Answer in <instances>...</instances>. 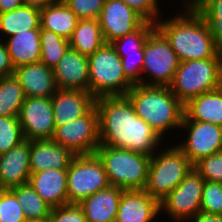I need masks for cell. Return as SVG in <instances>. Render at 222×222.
<instances>
[{"label":"cell","instance_id":"obj_1","mask_svg":"<svg viewBox=\"0 0 222 222\" xmlns=\"http://www.w3.org/2000/svg\"><path fill=\"white\" fill-rule=\"evenodd\" d=\"M100 145L152 156L164 140L137 116L127 96L96 98Z\"/></svg>","mask_w":222,"mask_h":222},{"label":"cell","instance_id":"obj_2","mask_svg":"<svg viewBox=\"0 0 222 222\" xmlns=\"http://www.w3.org/2000/svg\"><path fill=\"white\" fill-rule=\"evenodd\" d=\"M181 4L180 13L178 10L165 20L161 17L156 27L168 39L180 62L213 58L219 49L206 22L186 0Z\"/></svg>","mask_w":222,"mask_h":222},{"label":"cell","instance_id":"obj_3","mask_svg":"<svg viewBox=\"0 0 222 222\" xmlns=\"http://www.w3.org/2000/svg\"><path fill=\"white\" fill-rule=\"evenodd\" d=\"M126 96L133 104L137 116L163 140L168 138V132L170 135L171 132L175 134L180 131L184 105L168 86L135 84Z\"/></svg>","mask_w":222,"mask_h":222},{"label":"cell","instance_id":"obj_4","mask_svg":"<svg viewBox=\"0 0 222 222\" xmlns=\"http://www.w3.org/2000/svg\"><path fill=\"white\" fill-rule=\"evenodd\" d=\"M222 86V53L213 58L181 61L168 86L185 105L197 96Z\"/></svg>","mask_w":222,"mask_h":222},{"label":"cell","instance_id":"obj_5","mask_svg":"<svg viewBox=\"0 0 222 222\" xmlns=\"http://www.w3.org/2000/svg\"><path fill=\"white\" fill-rule=\"evenodd\" d=\"M95 153L104 165L111 186L144 190L151 156L106 145H99Z\"/></svg>","mask_w":222,"mask_h":222},{"label":"cell","instance_id":"obj_6","mask_svg":"<svg viewBox=\"0 0 222 222\" xmlns=\"http://www.w3.org/2000/svg\"><path fill=\"white\" fill-rule=\"evenodd\" d=\"M166 144L167 142H164L165 147L159 146L158 151L151 156L148 180L144 188V191L159 203L193 168V164L176 144Z\"/></svg>","mask_w":222,"mask_h":222},{"label":"cell","instance_id":"obj_7","mask_svg":"<svg viewBox=\"0 0 222 222\" xmlns=\"http://www.w3.org/2000/svg\"><path fill=\"white\" fill-rule=\"evenodd\" d=\"M89 92L95 97L126 96L133 83L125 76L121 58L111 43L88 56Z\"/></svg>","mask_w":222,"mask_h":222},{"label":"cell","instance_id":"obj_8","mask_svg":"<svg viewBox=\"0 0 222 222\" xmlns=\"http://www.w3.org/2000/svg\"><path fill=\"white\" fill-rule=\"evenodd\" d=\"M179 63L168 39L156 27L144 44L141 85L169 86Z\"/></svg>","mask_w":222,"mask_h":222},{"label":"cell","instance_id":"obj_9","mask_svg":"<svg viewBox=\"0 0 222 222\" xmlns=\"http://www.w3.org/2000/svg\"><path fill=\"white\" fill-rule=\"evenodd\" d=\"M109 186L104 165L96 153L75 155L67 169L68 204H80Z\"/></svg>","mask_w":222,"mask_h":222},{"label":"cell","instance_id":"obj_10","mask_svg":"<svg viewBox=\"0 0 222 222\" xmlns=\"http://www.w3.org/2000/svg\"><path fill=\"white\" fill-rule=\"evenodd\" d=\"M205 180L193 167L178 186L160 202V214L170 221H188L200 212Z\"/></svg>","mask_w":222,"mask_h":222},{"label":"cell","instance_id":"obj_11","mask_svg":"<svg viewBox=\"0 0 222 222\" xmlns=\"http://www.w3.org/2000/svg\"><path fill=\"white\" fill-rule=\"evenodd\" d=\"M52 140L74 155L95 153L100 145L98 112L94 106L86 115L55 126Z\"/></svg>","mask_w":222,"mask_h":222},{"label":"cell","instance_id":"obj_12","mask_svg":"<svg viewBox=\"0 0 222 222\" xmlns=\"http://www.w3.org/2000/svg\"><path fill=\"white\" fill-rule=\"evenodd\" d=\"M181 130L185 135L176 145L193 165L203 157L222 151V127L209 122L182 121Z\"/></svg>","mask_w":222,"mask_h":222},{"label":"cell","instance_id":"obj_13","mask_svg":"<svg viewBox=\"0 0 222 222\" xmlns=\"http://www.w3.org/2000/svg\"><path fill=\"white\" fill-rule=\"evenodd\" d=\"M18 120L25 139L52 140L55 121L51 97H26Z\"/></svg>","mask_w":222,"mask_h":222},{"label":"cell","instance_id":"obj_14","mask_svg":"<svg viewBox=\"0 0 222 222\" xmlns=\"http://www.w3.org/2000/svg\"><path fill=\"white\" fill-rule=\"evenodd\" d=\"M98 20L105 43L132 33L146 21L122 0H105Z\"/></svg>","mask_w":222,"mask_h":222},{"label":"cell","instance_id":"obj_15","mask_svg":"<svg viewBox=\"0 0 222 222\" xmlns=\"http://www.w3.org/2000/svg\"><path fill=\"white\" fill-rule=\"evenodd\" d=\"M30 140L25 139L0 154V189H11L29 182Z\"/></svg>","mask_w":222,"mask_h":222},{"label":"cell","instance_id":"obj_16","mask_svg":"<svg viewBox=\"0 0 222 222\" xmlns=\"http://www.w3.org/2000/svg\"><path fill=\"white\" fill-rule=\"evenodd\" d=\"M57 89L89 92L88 56L69 48L53 68Z\"/></svg>","mask_w":222,"mask_h":222},{"label":"cell","instance_id":"obj_17","mask_svg":"<svg viewBox=\"0 0 222 222\" xmlns=\"http://www.w3.org/2000/svg\"><path fill=\"white\" fill-rule=\"evenodd\" d=\"M160 203L144 190H124L115 222H158Z\"/></svg>","mask_w":222,"mask_h":222},{"label":"cell","instance_id":"obj_18","mask_svg":"<svg viewBox=\"0 0 222 222\" xmlns=\"http://www.w3.org/2000/svg\"><path fill=\"white\" fill-rule=\"evenodd\" d=\"M51 100L55 126H59L86 115L96 98L87 91L58 89Z\"/></svg>","mask_w":222,"mask_h":222},{"label":"cell","instance_id":"obj_19","mask_svg":"<svg viewBox=\"0 0 222 222\" xmlns=\"http://www.w3.org/2000/svg\"><path fill=\"white\" fill-rule=\"evenodd\" d=\"M26 97H52L57 92L53 69L42 62L16 67L13 72Z\"/></svg>","mask_w":222,"mask_h":222},{"label":"cell","instance_id":"obj_20","mask_svg":"<svg viewBox=\"0 0 222 222\" xmlns=\"http://www.w3.org/2000/svg\"><path fill=\"white\" fill-rule=\"evenodd\" d=\"M29 184L51 208L68 204L67 169H48L31 173Z\"/></svg>","mask_w":222,"mask_h":222},{"label":"cell","instance_id":"obj_21","mask_svg":"<svg viewBox=\"0 0 222 222\" xmlns=\"http://www.w3.org/2000/svg\"><path fill=\"white\" fill-rule=\"evenodd\" d=\"M75 155L53 140H30L31 173L68 169Z\"/></svg>","mask_w":222,"mask_h":222},{"label":"cell","instance_id":"obj_22","mask_svg":"<svg viewBox=\"0 0 222 222\" xmlns=\"http://www.w3.org/2000/svg\"><path fill=\"white\" fill-rule=\"evenodd\" d=\"M124 189L109 186L84 199L82 207L88 222H115Z\"/></svg>","mask_w":222,"mask_h":222},{"label":"cell","instance_id":"obj_23","mask_svg":"<svg viewBox=\"0 0 222 222\" xmlns=\"http://www.w3.org/2000/svg\"><path fill=\"white\" fill-rule=\"evenodd\" d=\"M3 42L6 44L14 69L23 65L40 62V28L18 33L5 38Z\"/></svg>","mask_w":222,"mask_h":222},{"label":"cell","instance_id":"obj_24","mask_svg":"<svg viewBox=\"0 0 222 222\" xmlns=\"http://www.w3.org/2000/svg\"><path fill=\"white\" fill-rule=\"evenodd\" d=\"M182 121L209 122L222 127V86L185 104Z\"/></svg>","mask_w":222,"mask_h":222},{"label":"cell","instance_id":"obj_25","mask_svg":"<svg viewBox=\"0 0 222 222\" xmlns=\"http://www.w3.org/2000/svg\"><path fill=\"white\" fill-rule=\"evenodd\" d=\"M78 20L64 2L40 10V27L67 40L72 36Z\"/></svg>","mask_w":222,"mask_h":222},{"label":"cell","instance_id":"obj_26","mask_svg":"<svg viewBox=\"0 0 222 222\" xmlns=\"http://www.w3.org/2000/svg\"><path fill=\"white\" fill-rule=\"evenodd\" d=\"M40 27V10L23 5L0 14V40ZM3 36V37H2Z\"/></svg>","mask_w":222,"mask_h":222},{"label":"cell","instance_id":"obj_27","mask_svg":"<svg viewBox=\"0 0 222 222\" xmlns=\"http://www.w3.org/2000/svg\"><path fill=\"white\" fill-rule=\"evenodd\" d=\"M70 48L91 55L105 44L98 19H79L69 39Z\"/></svg>","mask_w":222,"mask_h":222},{"label":"cell","instance_id":"obj_28","mask_svg":"<svg viewBox=\"0 0 222 222\" xmlns=\"http://www.w3.org/2000/svg\"><path fill=\"white\" fill-rule=\"evenodd\" d=\"M9 190L23 208L26 221H45L49 218L52 208L43 201L29 182Z\"/></svg>","mask_w":222,"mask_h":222},{"label":"cell","instance_id":"obj_29","mask_svg":"<svg viewBox=\"0 0 222 222\" xmlns=\"http://www.w3.org/2000/svg\"><path fill=\"white\" fill-rule=\"evenodd\" d=\"M25 98L14 74L0 77V117H18Z\"/></svg>","mask_w":222,"mask_h":222},{"label":"cell","instance_id":"obj_30","mask_svg":"<svg viewBox=\"0 0 222 222\" xmlns=\"http://www.w3.org/2000/svg\"><path fill=\"white\" fill-rule=\"evenodd\" d=\"M155 28L156 23L145 21L137 30L114 40L111 45L120 58L124 55L144 53V44Z\"/></svg>","mask_w":222,"mask_h":222},{"label":"cell","instance_id":"obj_31","mask_svg":"<svg viewBox=\"0 0 222 222\" xmlns=\"http://www.w3.org/2000/svg\"><path fill=\"white\" fill-rule=\"evenodd\" d=\"M41 59L49 68H54L70 48L69 40L56 35L50 30L40 28Z\"/></svg>","mask_w":222,"mask_h":222},{"label":"cell","instance_id":"obj_32","mask_svg":"<svg viewBox=\"0 0 222 222\" xmlns=\"http://www.w3.org/2000/svg\"><path fill=\"white\" fill-rule=\"evenodd\" d=\"M18 117H0V154L24 141Z\"/></svg>","mask_w":222,"mask_h":222},{"label":"cell","instance_id":"obj_33","mask_svg":"<svg viewBox=\"0 0 222 222\" xmlns=\"http://www.w3.org/2000/svg\"><path fill=\"white\" fill-rule=\"evenodd\" d=\"M0 222H27L23 208L9 189L0 190Z\"/></svg>","mask_w":222,"mask_h":222},{"label":"cell","instance_id":"obj_34","mask_svg":"<svg viewBox=\"0 0 222 222\" xmlns=\"http://www.w3.org/2000/svg\"><path fill=\"white\" fill-rule=\"evenodd\" d=\"M200 212L222 215V183L204 182Z\"/></svg>","mask_w":222,"mask_h":222},{"label":"cell","instance_id":"obj_35","mask_svg":"<svg viewBox=\"0 0 222 222\" xmlns=\"http://www.w3.org/2000/svg\"><path fill=\"white\" fill-rule=\"evenodd\" d=\"M193 167L205 181L222 183V151L201 158Z\"/></svg>","mask_w":222,"mask_h":222},{"label":"cell","instance_id":"obj_36","mask_svg":"<svg viewBox=\"0 0 222 222\" xmlns=\"http://www.w3.org/2000/svg\"><path fill=\"white\" fill-rule=\"evenodd\" d=\"M78 19H98L105 0H63Z\"/></svg>","mask_w":222,"mask_h":222},{"label":"cell","instance_id":"obj_37","mask_svg":"<svg viewBox=\"0 0 222 222\" xmlns=\"http://www.w3.org/2000/svg\"><path fill=\"white\" fill-rule=\"evenodd\" d=\"M48 222H88L79 204H66L52 208Z\"/></svg>","mask_w":222,"mask_h":222},{"label":"cell","instance_id":"obj_38","mask_svg":"<svg viewBox=\"0 0 222 222\" xmlns=\"http://www.w3.org/2000/svg\"><path fill=\"white\" fill-rule=\"evenodd\" d=\"M139 13L146 21L156 23L164 14L159 8V0H122Z\"/></svg>","mask_w":222,"mask_h":222},{"label":"cell","instance_id":"obj_39","mask_svg":"<svg viewBox=\"0 0 222 222\" xmlns=\"http://www.w3.org/2000/svg\"><path fill=\"white\" fill-rule=\"evenodd\" d=\"M144 53L124 55L121 63L125 76L135 85L141 84Z\"/></svg>","mask_w":222,"mask_h":222},{"label":"cell","instance_id":"obj_40","mask_svg":"<svg viewBox=\"0 0 222 222\" xmlns=\"http://www.w3.org/2000/svg\"><path fill=\"white\" fill-rule=\"evenodd\" d=\"M200 16H222V0H186Z\"/></svg>","mask_w":222,"mask_h":222},{"label":"cell","instance_id":"obj_41","mask_svg":"<svg viewBox=\"0 0 222 222\" xmlns=\"http://www.w3.org/2000/svg\"><path fill=\"white\" fill-rule=\"evenodd\" d=\"M206 22L209 32L222 53V16H201Z\"/></svg>","mask_w":222,"mask_h":222},{"label":"cell","instance_id":"obj_42","mask_svg":"<svg viewBox=\"0 0 222 222\" xmlns=\"http://www.w3.org/2000/svg\"><path fill=\"white\" fill-rule=\"evenodd\" d=\"M14 67L11 63L6 44L0 40V77L13 74Z\"/></svg>","mask_w":222,"mask_h":222},{"label":"cell","instance_id":"obj_43","mask_svg":"<svg viewBox=\"0 0 222 222\" xmlns=\"http://www.w3.org/2000/svg\"><path fill=\"white\" fill-rule=\"evenodd\" d=\"M63 0H23L25 6L42 10L51 5L62 3Z\"/></svg>","mask_w":222,"mask_h":222},{"label":"cell","instance_id":"obj_44","mask_svg":"<svg viewBox=\"0 0 222 222\" xmlns=\"http://www.w3.org/2000/svg\"><path fill=\"white\" fill-rule=\"evenodd\" d=\"M187 222H222V215L199 212L194 217H191Z\"/></svg>","mask_w":222,"mask_h":222},{"label":"cell","instance_id":"obj_45","mask_svg":"<svg viewBox=\"0 0 222 222\" xmlns=\"http://www.w3.org/2000/svg\"><path fill=\"white\" fill-rule=\"evenodd\" d=\"M23 0H0V14L22 7Z\"/></svg>","mask_w":222,"mask_h":222},{"label":"cell","instance_id":"obj_46","mask_svg":"<svg viewBox=\"0 0 222 222\" xmlns=\"http://www.w3.org/2000/svg\"><path fill=\"white\" fill-rule=\"evenodd\" d=\"M27 222H48V221L45 220V221H27Z\"/></svg>","mask_w":222,"mask_h":222}]
</instances>
